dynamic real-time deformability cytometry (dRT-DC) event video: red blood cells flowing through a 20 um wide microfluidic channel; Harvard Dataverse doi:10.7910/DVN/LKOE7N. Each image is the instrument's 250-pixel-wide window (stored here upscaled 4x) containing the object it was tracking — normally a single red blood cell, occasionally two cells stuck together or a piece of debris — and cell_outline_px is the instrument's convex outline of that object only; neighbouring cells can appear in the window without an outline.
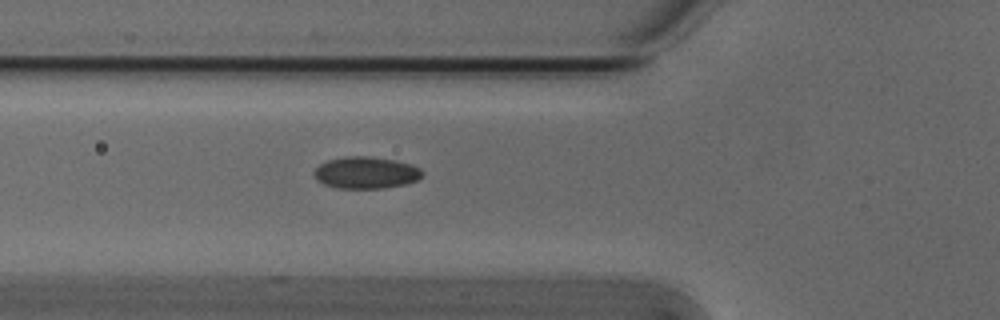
{"species": "Egyptian fruit bat (a non-hibernating species)", "species_latin": "Rousettus aegyptiacus", "temperature_condition": "cold", "stored_images_in_passage": 6, "camera_frame_rate_fps": 3000, "um_per_image_px": 0.085, "animal": {"sex": "male"}, "frame": {"image": 1, "passage_image": 6, "time_ms": 1.667, "image_size_px": [1000, 320], "cell_outline_px": [[424, 172], [416, 180], [404, 184], [384, 188], [336, 188], [324, 184], [316, 180], [312, 172], [320, 164], [328, 160], [344, 156], [372, 156], [396, 160], [412, 164], [420, 168]], "centroid_in_image_um": [31.08, 14.66], "position_along_channel_um": 94.7, "area_um2": 20.23}}